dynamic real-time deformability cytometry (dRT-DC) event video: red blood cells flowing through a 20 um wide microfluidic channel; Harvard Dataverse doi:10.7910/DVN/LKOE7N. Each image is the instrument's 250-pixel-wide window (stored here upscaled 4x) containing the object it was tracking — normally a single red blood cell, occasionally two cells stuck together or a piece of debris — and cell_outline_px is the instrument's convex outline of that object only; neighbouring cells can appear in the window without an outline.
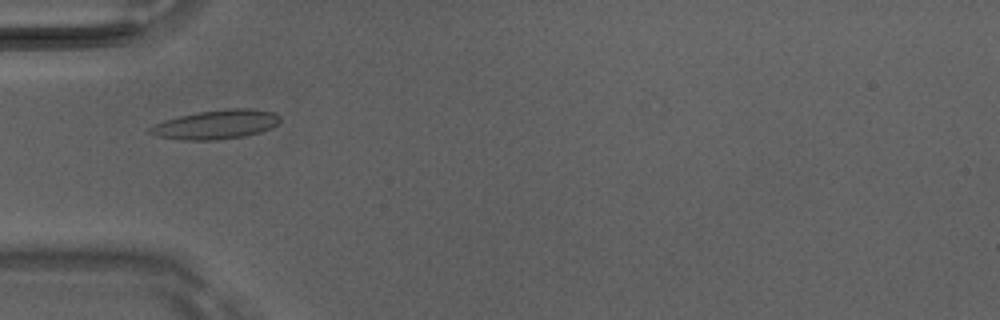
{"species": "Egyptian fruit bat (a non-hibernating species)", "species_latin": "Rousettus aegyptiacus", "temperature_condition": "room temperature", "stored_images_in_passage": 2, "camera_frame_rate_fps": 3000, "um_per_image_px": 0.085, "animal": {"sex": "male"}, "frame": {"image": 1, "passage_image": 2, "time_ms": 0.333, "image_size_px": [1000, 320], "cell_outline_px": [[280, 120], [276, 124], [260, 132], [244, 136], [216, 140], [184, 140], [156, 136], [148, 132], [148, 128], [152, 124], [164, 120], [180, 116], [200, 112], [228, 108], [252, 108], [272, 112], [280, 116]], "centroid_in_image_um": [18.32, 10.58], "position_along_channel_um": 66.7, "area_um2": 21.96}}